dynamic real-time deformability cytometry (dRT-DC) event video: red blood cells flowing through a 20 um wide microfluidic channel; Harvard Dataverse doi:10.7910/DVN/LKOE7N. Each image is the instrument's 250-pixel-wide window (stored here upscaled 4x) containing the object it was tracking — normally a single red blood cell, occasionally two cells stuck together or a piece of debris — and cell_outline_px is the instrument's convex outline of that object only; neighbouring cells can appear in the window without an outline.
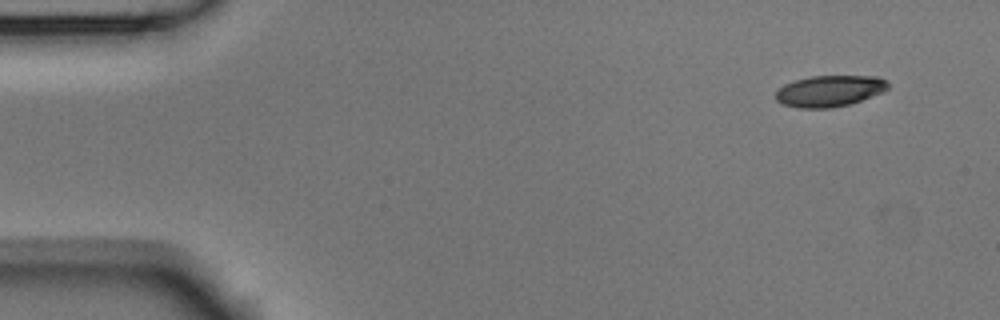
{"species": "Egyptian fruit bat (a non-hibernating species)", "species_latin": "Rousettus aegyptiacus", "temperature_condition": "room temperature", "stored_images_in_passage": 51, "camera_frame_rate_fps": 3000, "um_per_image_px": 0.085, "animal": {"sex": "male"}, "frame": {"image": 1, "passage_image": 1, "time_ms": 0.0, "image_size_px": [1000, 320], "cell_outline_px": [[888, 88], [884, 92], [848, 104], [832, 108], [800, 108], [780, 104], [776, 100], [776, 92], [784, 84], [796, 80], [812, 76], [876, 76], [888, 80]], "centroid_in_image_um": [70.52, 7.73], "position_along_channel_um": 14.5, "area_um2": 20.46}}
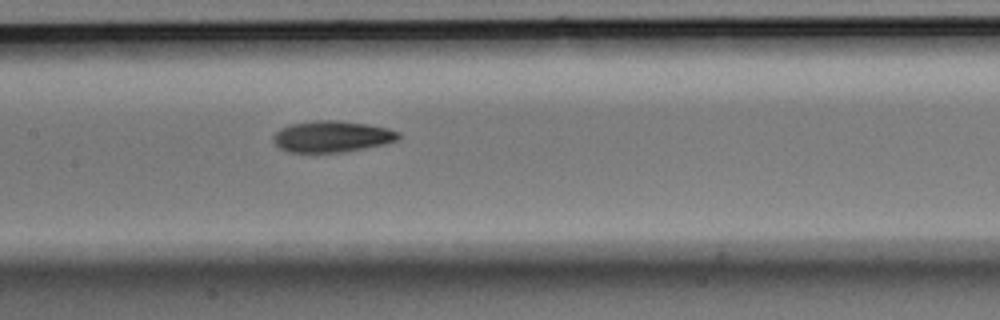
{"frame": {"image": 2, "passage_image": 23, "time_ms": 7.333, "image_size_px": [1000, 320], "cell_outline_px": [[400, 136], [396, 140], [384, 144], [344, 152], [288, 152], [280, 148], [272, 140], [272, 136], [280, 128], [292, 124], [316, 120], [336, 120], [364, 124], [388, 128], [400, 132]], "centroid_in_image_um": [28.19, 11.6], "position_along_channel_um": 179.2, "area_um2": 22.72}}
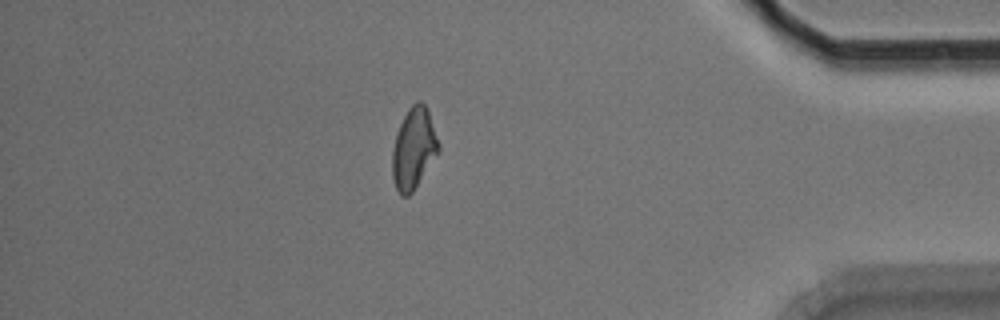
{"frame": {"image": 3, "passage_image": 44, "time_ms": 14.333, "image_size_px": [1000, 320], "cell_outline_px": [[440, 152], [412, 192], [408, 196], [400, 196], [396, 188], [392, 176], [392, 152], [396, 136], [400, 124], [408, 108], [416, 100], [420, 100], [424, 104], [428, 112], [440, 144]], "centroid_in_image_um": [35.17, 12.63], "position_along_channel_um": 400.0, "area_um2": 21.85}, "authors_computed_cell_mechanics": {"area_um2": 21.8484, "velocity_mm_per_s": 3.6912, "shape_relaxation_time_tau1_ms": 5.7246, "shape_relaxation_time_tau2_ms": 4.5199, "deformation_change_tau1": 0.1573, "deformation_change_tau2": 0.1127}}